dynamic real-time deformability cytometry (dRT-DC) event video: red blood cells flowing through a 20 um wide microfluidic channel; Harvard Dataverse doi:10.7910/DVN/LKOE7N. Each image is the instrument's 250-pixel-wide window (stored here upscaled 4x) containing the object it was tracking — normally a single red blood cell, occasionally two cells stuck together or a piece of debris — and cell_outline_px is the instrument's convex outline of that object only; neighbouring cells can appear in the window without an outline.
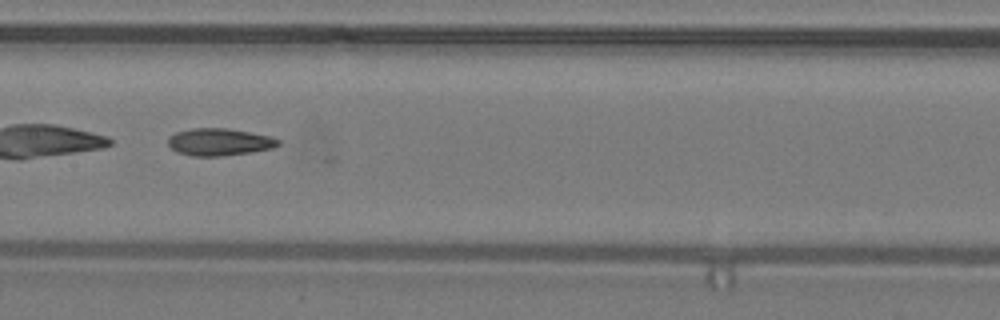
{"species": "common noctule bat (a hibernating species)", "species_latin": "Nyctalus noctula", "temperature_condition": "warm", "stored_images_in_passage": 30, "camera_frame_rate_fps": 3000, "um_per_image_px": 0.085, "animal": {"sex": "male", "body_mass_g": 19.2, "forearm_length_mm": 51.8}, "frame": {"image": 1, "passage_image": 9, "time_ms": 2.667, "image_size_px": [1000, 320], "cell_outline_px": [[280, 144], [272, 148], [248, 152], [220, 156], [192, 156], [176, 152], [168, 144], [168, 136], [176, 132], [192, 128], [228, 128], [272, 136], [280, 140]], "centroid_in_image_um": [18.63, 12.06], "position_along_channel_um": 188.8, "area_um2": 17.51}}
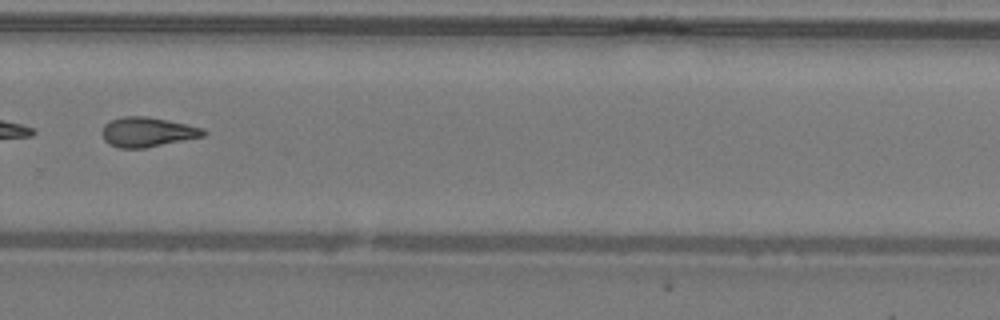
{"frame": {"image": 2, "passage_image": 18, "time_ms": 5.667, "image_size_px": [1000, 320], "cell_outline_px": [[208, 132], [204, 136], [144, 148], [120, 148], [108, 144], [104, 140], [100, 132], [104, 124], [108, 120], [124, 116], [144, 116], [204, 128]], "centroid_in_image_um": [12.47, 11.22], "position_along_channel_um": 317.3, "area_um2": 17.51}}